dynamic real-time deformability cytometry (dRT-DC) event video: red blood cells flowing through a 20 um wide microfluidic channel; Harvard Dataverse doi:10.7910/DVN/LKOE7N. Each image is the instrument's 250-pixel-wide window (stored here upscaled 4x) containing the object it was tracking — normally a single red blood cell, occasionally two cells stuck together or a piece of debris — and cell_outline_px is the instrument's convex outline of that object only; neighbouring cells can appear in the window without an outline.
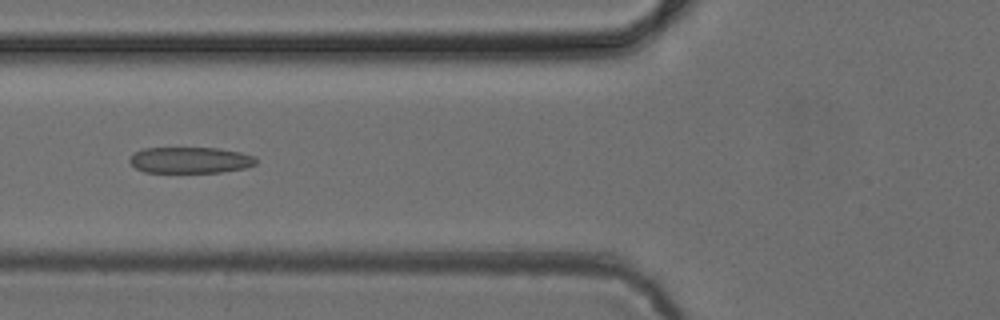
{"species": "common noctule bat (a hibernating species)", "species_latin": "Nyctalus noctula", "temperature_condition": "cold", "stored_images_in_passage": 7, "camera_frame_rate_fps": 3000, "um_per_image_px": 0.085, "animal": {"sex": "female", "body_mass_g": 24.6, "forearm_length_mm": 56.2}, "frame": {"image": 1, "passage_image": 6, "time_ms": 6.0, "image_size_px": [1000, 320], "cell_outline_px": [[256, 164], [244, 168], [220, 172], [144, 172], [136, 168], [128, 160], [136, 152], [144, 148], [220, 148], [240, 152], [256, 156]], "centroid_in_image_um": [16.19, 13.6], "position_along_channel_um": 109.6, "area_um2": 19.19}}
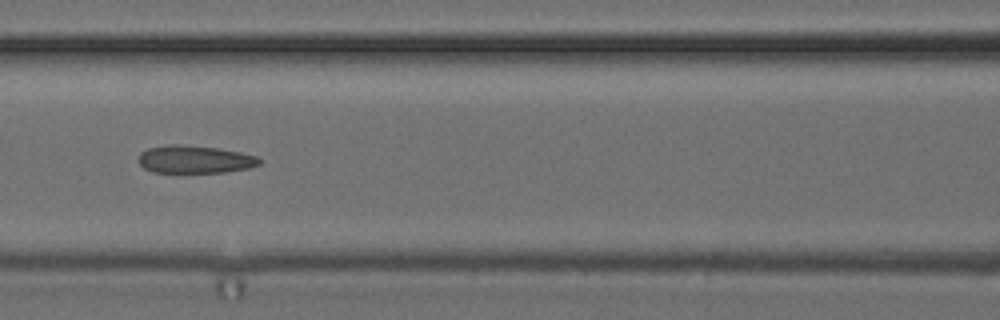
{"frame": {"image": 2, "passage_image": 7, "time_ms": 7.0, "image_size_px": [1000, 320], "cell_outline_px": [[260, 164], [248, 168], [224, 172], [152, 172], [144, 168], [140, 164], [140, 152], [148, 148], [168, 144], [188, 144], [216, 148], [240, 152], [256, 156], [260, 160]], "centroid_in_image_um": [16.54, 13.53], "position_along_channel_um": 150.1, "area_um2": 19.48}}